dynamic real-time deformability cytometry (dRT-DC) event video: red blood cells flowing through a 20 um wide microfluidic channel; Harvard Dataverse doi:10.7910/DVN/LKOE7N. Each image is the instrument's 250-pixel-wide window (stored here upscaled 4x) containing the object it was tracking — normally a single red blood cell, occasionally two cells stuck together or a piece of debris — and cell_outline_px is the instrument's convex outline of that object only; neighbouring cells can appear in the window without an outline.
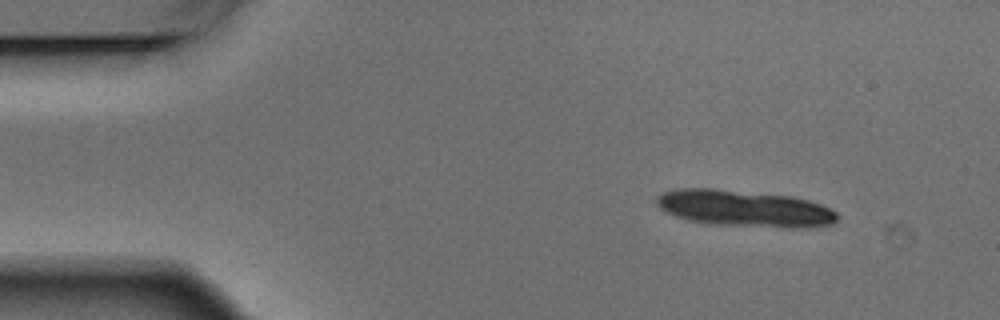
{"species": "Egyptian fruit bat (a non-hibernating species)", "species_latin": "Rousettus aegyptiacus", "temperature_condition": "warm", "stored_images_in_passage": 3, "camera_frame_rate_fps": 3000, "um_per_image_px": 0.085, "animal": {"sex": "male"}, "frame": {"image": 1, "passage_image": 1, "time_ms": 0.0, "image_size_px": [1000, 320], "cell_outline_px": [[836, 220], [832, 224], [812, 228], [788, 228], [724, 224], [688, 220], [676, 216], [660, 208], [656, 204], [656, 196], [664, 192], [676, 188], [712, 188], [792, 196], [808, 200], [820, 204], [836, 212]], "centroid_in_image_um": [63.29, 17.71], "position_along_channel_um": 21.7, "area_um2": 38.21}}